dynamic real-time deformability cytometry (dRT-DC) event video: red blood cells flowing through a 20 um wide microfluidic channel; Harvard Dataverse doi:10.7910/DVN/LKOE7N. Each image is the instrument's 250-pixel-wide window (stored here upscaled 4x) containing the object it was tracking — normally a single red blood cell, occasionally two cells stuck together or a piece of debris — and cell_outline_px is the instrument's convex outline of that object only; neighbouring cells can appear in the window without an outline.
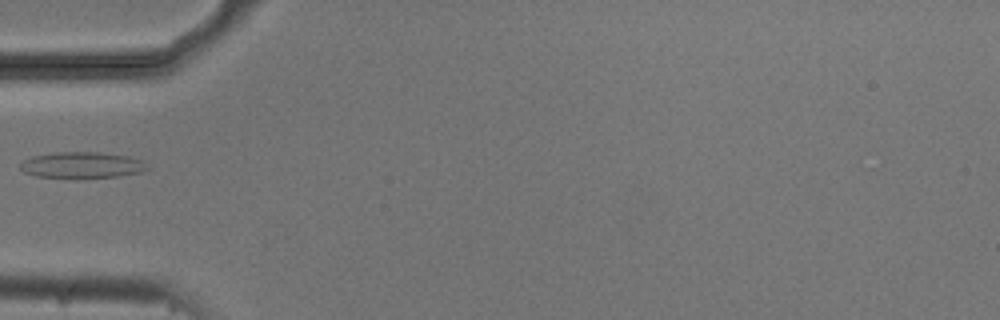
{"species": "common noctule bat (a hibernating species)", "species_latin": "Nyctalus noctula", "temperature_condition": "cold", "stored_images_in_passage": 37, "camera_frame_rate_fps": 3000, "um_per_image_px": 0.085, "animal": {"sex": "male", "body_mass_g": 20.5, "forearm_length_mm": 52.5}, "frame": {"image": 1, "passage_image": 1, "time_ms": 0.0, "image_size_px": [1000, 320], "cell_outline_px": [[152, 168], [140, 172], [120, 176], [80, 180], [36, 176], [24, 172], [20, 168], [20, 164], [24, 160], [32, 156], [56, 152], [100, 152], [128, 156], [140, 160]], "centroid_in_image_um": [6.97, 14.06], "position_along_channel_um": 78.0, "area_um2": 20.0}}
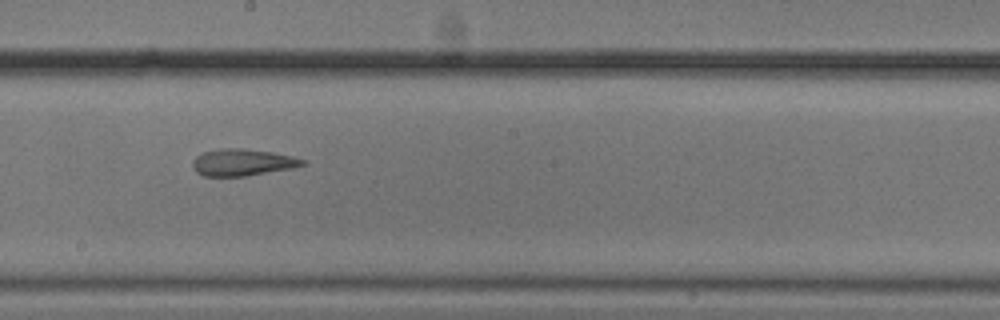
{"frame": {"image": 2, "passage_image": 13, "time_ms": 4.0, "image_size_px": [1000, 320], "cell_outline_px": [[308, 164], [292, 168], [244, 176], [204, 176], [196, 172], [192, 168], [192, 160], [196, 156], [204, 152], [220, 148], [244, 148], [272, 152], [292, 156], [304, 160]], "centroid_in_image_um": [20.59, 13.79], "position_along_channel_um": 227.6, "area_um2": 17.22}}
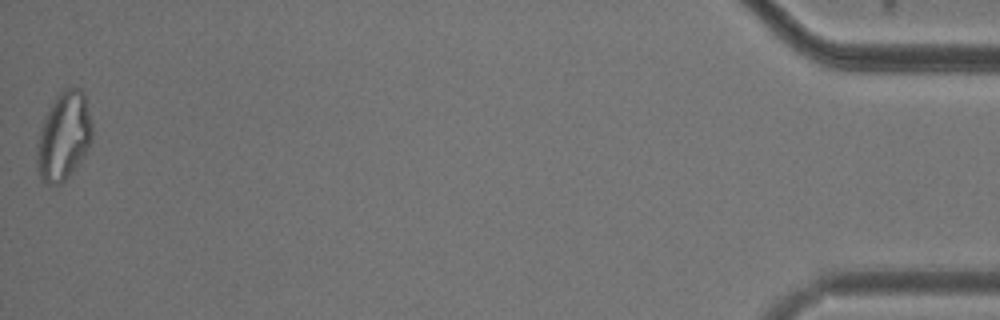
{"frame": {"image": 3, "passage_image": 37, "time_ms": 12.0, "image_size_px": [1000, 320], "cell_outline_px": [[92, 140], [84, 156], [72, 172], [60, 184], [44, 184], [36, 168], [36, 144], [40, 128], [44, 116], [48, 108], [56, 96], [60, 92], [68, 88], [80, 88], [84, 92], [92, 124]], "centroid_in_image_um": [5.4, 11.59], "position_along_channel_um": 429.8, "area_um2": 28.67}}